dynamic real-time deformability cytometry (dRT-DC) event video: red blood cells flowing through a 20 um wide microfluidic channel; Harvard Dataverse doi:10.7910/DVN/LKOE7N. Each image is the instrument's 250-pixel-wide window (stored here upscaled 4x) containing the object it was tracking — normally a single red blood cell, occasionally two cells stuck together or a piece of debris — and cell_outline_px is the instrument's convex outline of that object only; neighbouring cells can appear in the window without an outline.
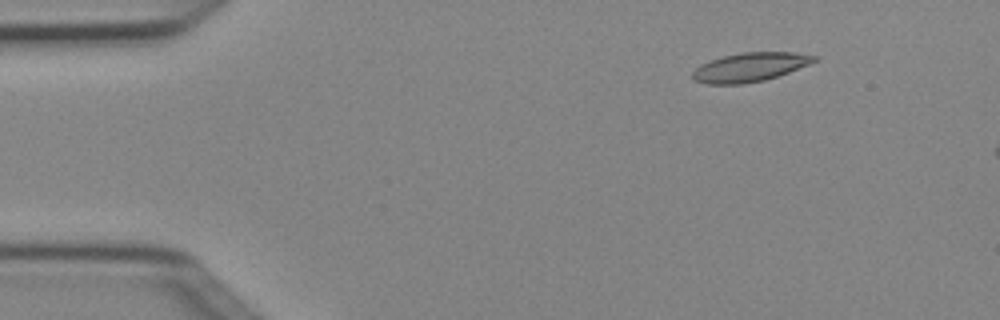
{"species": "Egyptian fruit bat (a non-hibernating species)", "species_latin": "Rousettus aegyptiacus", "temperature_condition": "cold", "stored_images_in_passage": 3, "camera_frame_rate_fps": 3000, "um_per_image_px": 0.085, "animal": {"sex": "female"}, "frame": {"image": 1, "passage_image": 1, "time_ms": 0.0, "image_size_px": [1000, 320], "cell_outline_px": [[816, 60], [808, 64], [788, 72], [764, 80], [744, 84], [708, 84], [692, 80], [692, 72], [700, 64], [724, 56], [740, 52], [792, 52], [816, 56]], "centroid_in_image_um": [63.68, 5.71], "position_along_channel_um": 21.3, "area_um2": 20.29}}